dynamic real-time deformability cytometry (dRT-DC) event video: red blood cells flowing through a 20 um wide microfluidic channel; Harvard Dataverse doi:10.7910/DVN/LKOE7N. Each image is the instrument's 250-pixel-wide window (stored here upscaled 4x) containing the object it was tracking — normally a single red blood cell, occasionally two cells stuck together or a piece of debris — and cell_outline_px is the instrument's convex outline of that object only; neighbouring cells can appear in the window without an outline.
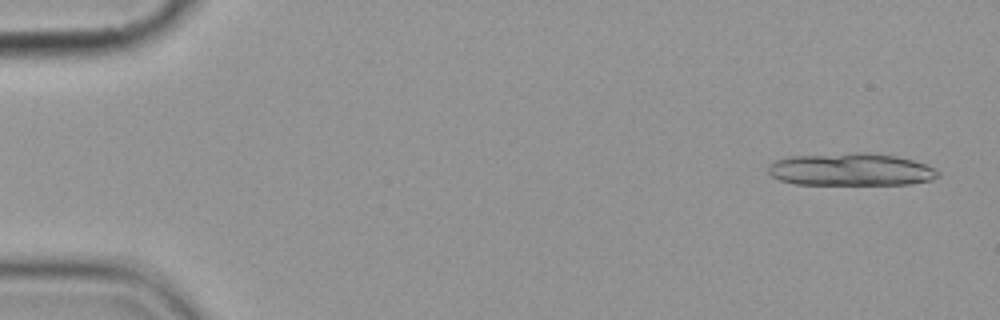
{"species": "common noctule bat (a hibernating species)", "species_latin": "Nyctalus noctula", "temperature_condition": "cold", "stored_images_in_passage": 5, "camera_frame_rate_fps": 3000, "um_per_image_px": 0.085, "animal": {"sex": "female", "body_mass_g": 19.9}, "frame": {"image": 1, "passage_image": 1, "time_ms": 0.0, "image_size_px": [1000, 320], "cell_outline_px": [[940, 176], [932, 180], [912, 184], [796, 184], [780, 180], [772, 176], [768, 172], [768, 164], [776, 160], [788, 156], [848, 152], [864, 152], [896, 156], [912, 160], [924, 164], [940, 172]], "centroid_in_image_um": [72.31, 14.4], "position_along_channel_um": 12.7, "area_um2": 32.43}}